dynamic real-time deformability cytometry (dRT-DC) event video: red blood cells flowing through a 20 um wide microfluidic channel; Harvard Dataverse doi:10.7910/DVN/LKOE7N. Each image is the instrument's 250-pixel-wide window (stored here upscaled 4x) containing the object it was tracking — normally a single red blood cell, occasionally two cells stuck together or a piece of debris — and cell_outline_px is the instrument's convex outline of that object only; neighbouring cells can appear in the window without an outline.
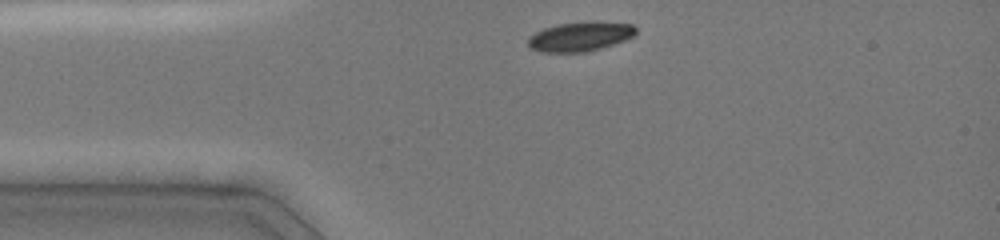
{"species": "common noctule bat (a hibernating species)", "species_latin": "Nyctalus noctula", "temperature_condition": "cold", "stored_images_in_passage": 21, "camera_frame_rate_fps": 3000, "um_per_image_px": 0.085, "animal": {"sex": "female", "body_mass_g": 19.0, "forearm_length_mm": 51.5}, "frame": {"image": 1, "passage_image": 1, "time_ms": 0.0, "image_size_px": [1000, 240], "cell_outline_px": [[636, 32], [632, 36], [624, 40], [600, 48], [584, 52], [540, 52], [528, 48], [528, 36], [544, 28], [560, 24], [592, 20], [632, 24], [636, 28]], "centroid_in_image_um": [49.28, 3.09], "position_along_channel_um": 35.7, "area_um2": 18.55}}
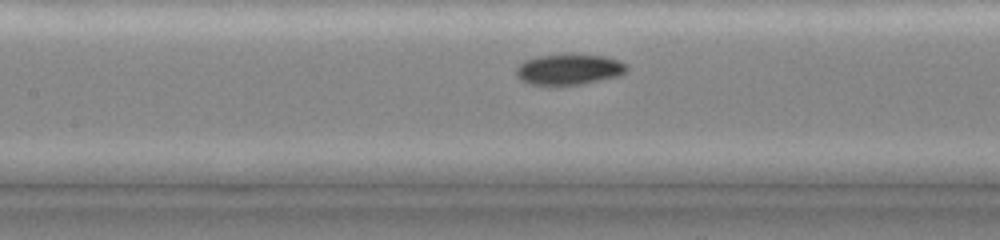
{"frame": {"image": 2, "passage_image": 10, "time_ms": 3.667, "image_size_px": [1000, 240], "cell_outline_px": [[628, 68], [620, 76], [580, 84], [528, 84], [520, 80], [516, 76], [516, 68], [524, 60], [540, 56], [604, 56], [620, 60], [628, 64]], "centroid_in_image_um": [48.38, 5.92], "position_along_channel_um": 159.0, "area_um2": 19.25}}
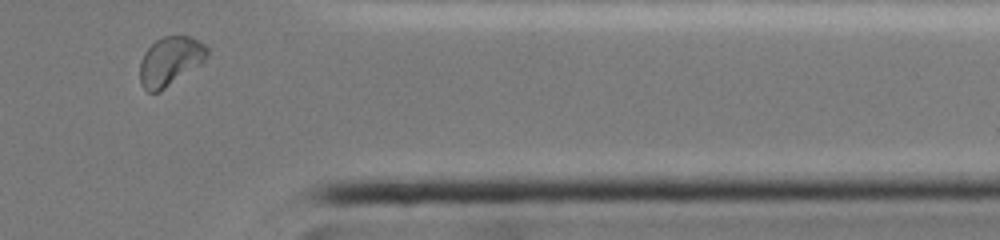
{"frame": {"image": 3, "passage_image": 19, "time_ms": 9.667, "image_size_px": [1000, 240], "cell_outline_px": [[208, 56], [200, 64], [160, 92], [148, 92], [140, 84], [140, 60], [144, 52], [156, 40], [164, 36], [188, 36], [204, 44], [208, 48]], "centroid_in_image_um": [14.44, 5.21], "position_along_channel_um": 397.0, "area_um2": 19.07}, "authors_computed_cell_mechanics": {"area_um2": 19.074, "velocity_mm_per_s": 4.0419, "shape_relaxation_time_tau1_ms": 2.4667, "shape_relaxation_time_tau2_ms": null, "deformation_change_tau1": 0.1, "deformation_change_tau2": null}}